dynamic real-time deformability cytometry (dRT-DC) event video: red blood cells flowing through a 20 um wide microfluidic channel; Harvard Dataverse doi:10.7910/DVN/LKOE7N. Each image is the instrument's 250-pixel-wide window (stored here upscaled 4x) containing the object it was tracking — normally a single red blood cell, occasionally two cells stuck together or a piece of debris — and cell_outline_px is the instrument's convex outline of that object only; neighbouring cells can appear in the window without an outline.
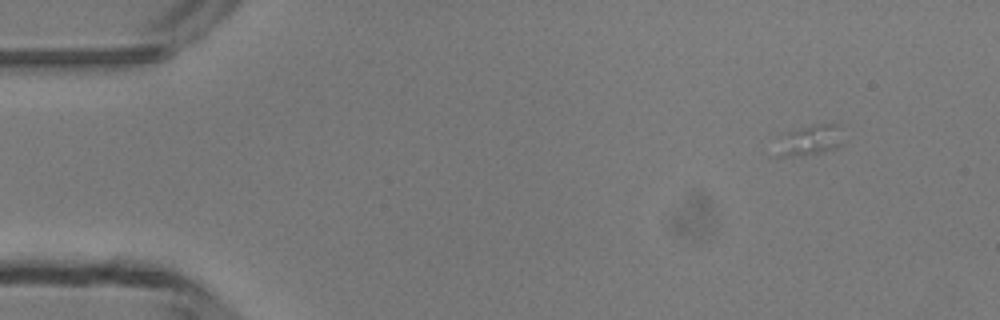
{"species": "common noctule bat (a hibernating species)", "species_latin": "Nyctalus noctula", "temperature_condition": "room temperature", "stored_images_in_passage": 10, "camera_frame_rate_fps": 3000, "um_per_image_px": 0.085, "animal": {"sex": "male", "body_mass_g": 13.3}, "frame": {"image": 1, "passage_image": 1, "time_ms": 0.0, "image_size_px": [1000, 320], "cell_outline_px": [[840, 144], [836, 148], [820, 152], [792, 156], [772, 156], [788, 132], [812, 124], [836, 124]], "centroid_in_image_um": [68.77, 11.94], "position_along_channel_um": 16.2, "area_um2": 11.04}}